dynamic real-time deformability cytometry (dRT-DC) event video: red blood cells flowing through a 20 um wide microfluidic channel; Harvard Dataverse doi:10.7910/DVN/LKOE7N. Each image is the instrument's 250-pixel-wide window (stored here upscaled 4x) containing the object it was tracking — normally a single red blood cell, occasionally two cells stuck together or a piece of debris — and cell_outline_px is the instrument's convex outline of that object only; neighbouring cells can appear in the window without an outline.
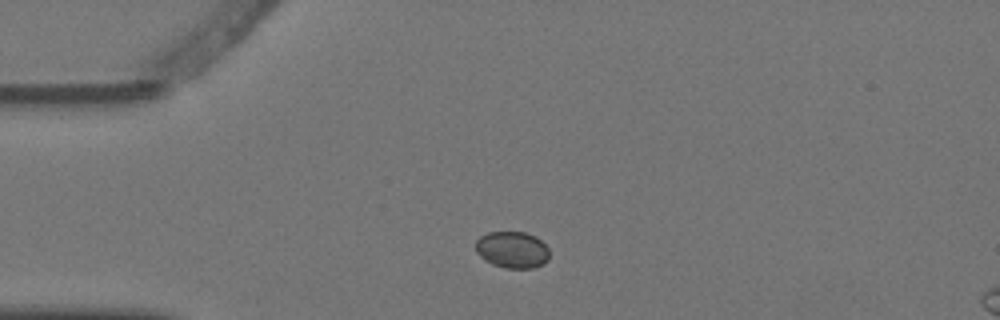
{"species": "Egyptian fruit bat (a non-hibernating species)", "species_latin": "Rousettus aegyptiacus", "temperature_condition": "warm", "stored_images_in_passage": 2, "camera_frame_rate_fps": 3000, "um_per_image_px": 0.085, "animal": {"sex": "female"}, "frame": {"image": 1, "passage_image": 1, "time_ms": 0.0, "image_size_px": [1000, 320], "cell_outline_px": [[548, 260], [544, 264], [532, 268], [504, 268], [492, 264], [484, 260], [476, 252], [476, 240], [480, 236], [488, 232], [524, 232], [536, 236], [548, 248]], "centroid_in_image_um": [43.53, 21.23], "position_along_channel_um": 41.5, "area_um2": 15.84}}